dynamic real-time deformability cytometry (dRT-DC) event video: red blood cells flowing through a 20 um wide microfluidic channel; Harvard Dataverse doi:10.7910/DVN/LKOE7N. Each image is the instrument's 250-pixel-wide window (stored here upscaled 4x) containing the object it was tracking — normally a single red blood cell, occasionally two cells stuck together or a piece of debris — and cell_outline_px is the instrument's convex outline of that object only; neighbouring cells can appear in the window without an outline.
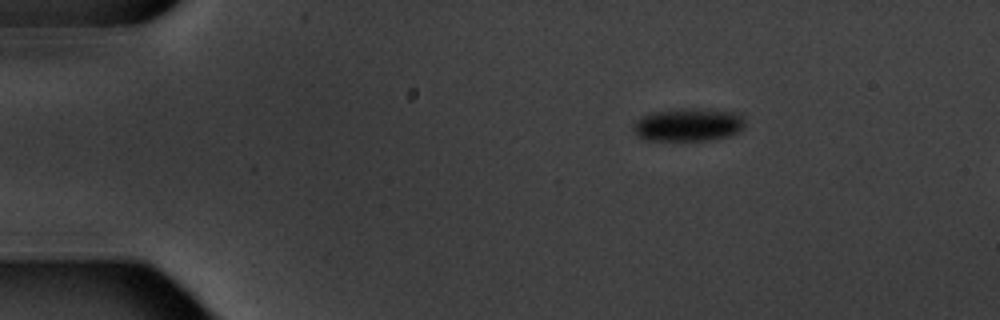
{"species": "common noctule bat (a hibernating species)", "species_latin": "Nyctalus noctula", "temperature_condition": "warm", "stored_images_in_passage": 3, "camera_frame_rate_fps": 3000, "um_per_image_px": 0.085, "animal": {"sex": "male", "body_mass_g": 20.1, "forearm_length_mm": 53.5}, "frame": {"image": 1, "passage_image": 1, "time_ms": 0.0, "image_size_px": [1000, 320], "cell_outline_px": [[744, 128], [732, 136], [708, 140], [648, 140], [640, 136], [632, 128], [636, 120], [652, 112], [680, 108], [696, 108], [740, 112], [744, 116]], "centroid_in_image_um": [58.58, 10.59], "position_along_channel_um": 26.4, "area_um2": 21.68}}